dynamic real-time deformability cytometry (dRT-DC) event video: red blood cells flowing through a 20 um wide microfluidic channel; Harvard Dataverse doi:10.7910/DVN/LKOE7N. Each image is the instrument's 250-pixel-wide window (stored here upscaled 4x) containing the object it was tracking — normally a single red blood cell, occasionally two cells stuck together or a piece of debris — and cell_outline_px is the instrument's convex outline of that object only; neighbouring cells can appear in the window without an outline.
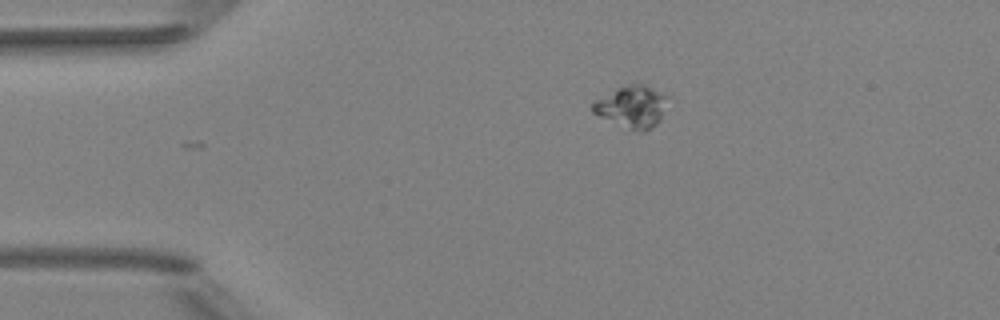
{"species": "Egyptian fruit bat (a non-hibernating species)", "species_latin": "Rousettus aegyptiacus", "temperature_condition": "room temperature", "stored_images_in_passage": 4, "camera_frame_rate_fps": 3000, "um_per_image_px": 0.085, "animal": {"sex": "female"}, "frame": {"image": 1, "passage_image": 1, "time_ms": 0.0, "image_size_px": [1000, 320], "cell_outline_px": [[672, 96], [660, 120], [652, 128], [644, 132], [640, 132], [628, 128], [600, 116], [592, 112], [592, 104], [596, 100], [620, 88], [632, 84], [644, 84], [664, 92]], "centroid_in_image_um": [53.84, 9.07], "position_along_channel_um": 31.2, "area_um2": 18.26}}
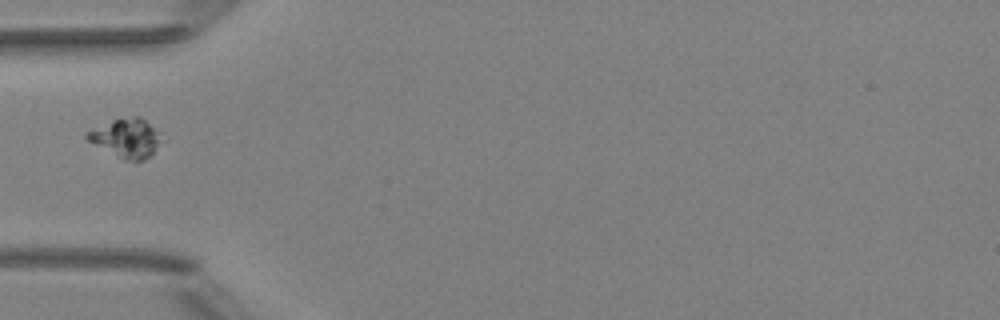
{"frame": {"image": 2, "passage_image": 3, "time_ms": 0.667, "image_size_px": [1000, 320], "cell_outline_px": [[156, 144], [152, 152], [144, 160], [124, 160], [88, 140], [84, 136], [88, 132], [112, 120], [132, 116], [140, 116], [156, 132]], "centroid_in_image_um": [10.66, 11.73], "position_along_channel_um": 74.3, "area_um2": 15.61}}
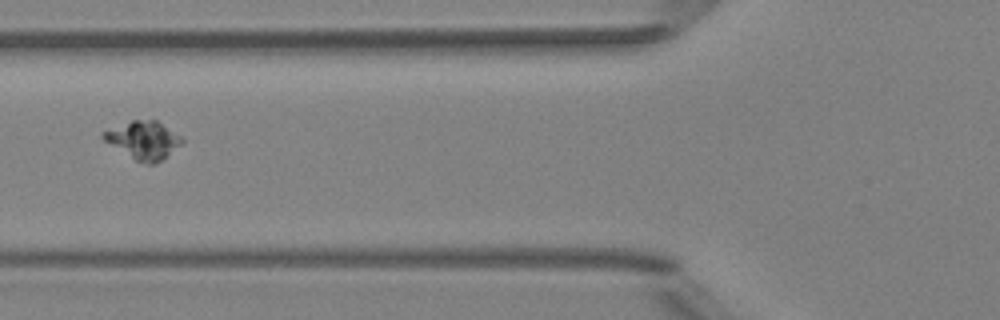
{"frame": {"image": 3, "passage_image": 4, "time_ms": 1.0, "image_size_px": [1000, 320], "cell_outline_px": [[184, 140], [180, 144], [160, 160], [152, 164], [148, 164], [136, 160], [104, 140], [100, 136], [100, 132], [132, 120], [156, 120], [184, 136]], "centroid_in_image_um": [12.19, 11.88], "position_along_channel_um": 113.6, "area_um2": 17.05}}